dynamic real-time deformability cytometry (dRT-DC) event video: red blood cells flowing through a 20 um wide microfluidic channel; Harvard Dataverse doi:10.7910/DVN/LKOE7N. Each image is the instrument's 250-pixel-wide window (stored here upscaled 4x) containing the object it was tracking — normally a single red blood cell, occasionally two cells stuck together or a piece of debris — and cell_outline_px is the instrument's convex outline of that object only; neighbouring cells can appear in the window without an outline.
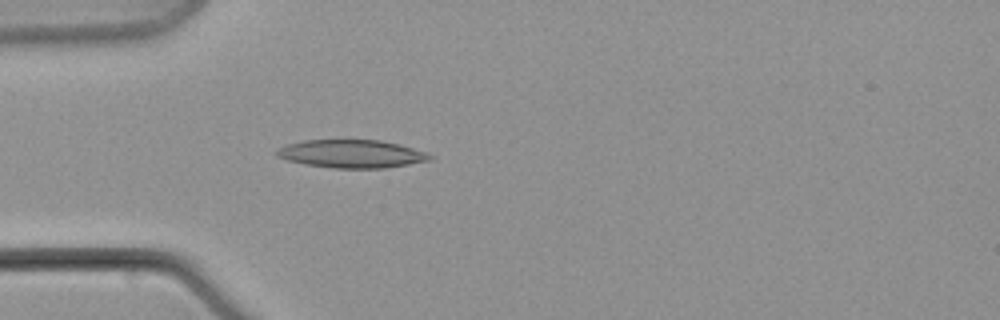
{"species": "common noctule bat (a hibernating species)", "species_latin": "Nyctalus noctula", "temperature_condition": "warm", "stored_images_in_passage": 7, "camera_frame_rate_fps": 3000, "um_per_image_px": 0.085, "animal": {"sex": "male", "body_mass_g": 21.5, "forearm_length_mm": 52.0}, "frame": {"image": 1, "passage_image": 7, "time_ms": 7.333, "image_size_px": [1000, 320], "cell_outline_px": [[432, 160], [384, 168], [332, 168], [304, 164], [288, 160], [276, 156], [276, 152], [280, 148], [288, 144], [304, 140], [380, 140], [400, 144], [424, 152], [432, 156]], "centroid_in_image_um": [29.88, 13.08], "position_along_channel_um": 55.1, "area_um2": 24.85}}